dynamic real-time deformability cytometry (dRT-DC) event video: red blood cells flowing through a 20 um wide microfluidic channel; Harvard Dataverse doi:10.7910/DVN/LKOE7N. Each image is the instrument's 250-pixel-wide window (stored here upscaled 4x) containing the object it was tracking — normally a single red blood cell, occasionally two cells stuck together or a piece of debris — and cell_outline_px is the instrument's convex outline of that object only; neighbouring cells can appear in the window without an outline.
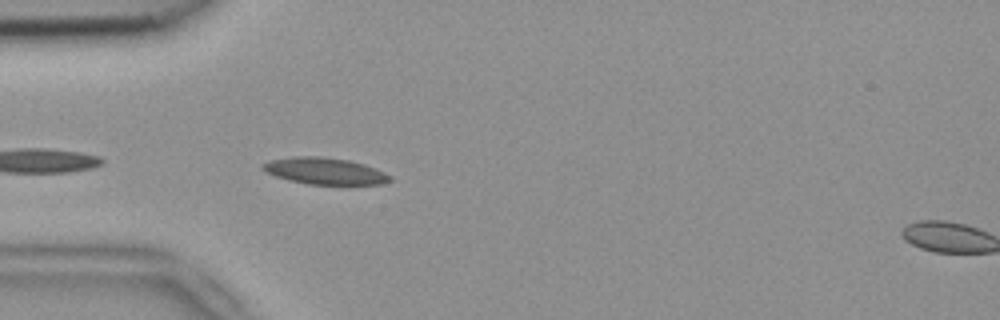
{"species": "common noctule bat (a hibernating species)", "species_latin": "Nyctalus noctula", "temperature_condition": "room temperature", "stored_images_in_passage": 4, "camera_frame_rate_fps": 3000, "um_per_image_px": 0.085, "animal": {"sex": "female", "body_mass_g": 18.4}, "frame": {"image": 1, "passage_image": 3, "time_ms": 0.667, "image_size_px": [1000, 320], "cell_outline_px": [[392, 180], [384, 184], [348, 188], [308, 184], [288, 180], [264, 172], [260, 168], [260, 164], [268, 160], [292, 156], [320, 156], [348, 160], [364, 164], [376, 168], [392, 176]], "centroid_in_image_um": [27.66, 14.59], "position_along_channel_um": 57.3, "area_um2": 21.1}}